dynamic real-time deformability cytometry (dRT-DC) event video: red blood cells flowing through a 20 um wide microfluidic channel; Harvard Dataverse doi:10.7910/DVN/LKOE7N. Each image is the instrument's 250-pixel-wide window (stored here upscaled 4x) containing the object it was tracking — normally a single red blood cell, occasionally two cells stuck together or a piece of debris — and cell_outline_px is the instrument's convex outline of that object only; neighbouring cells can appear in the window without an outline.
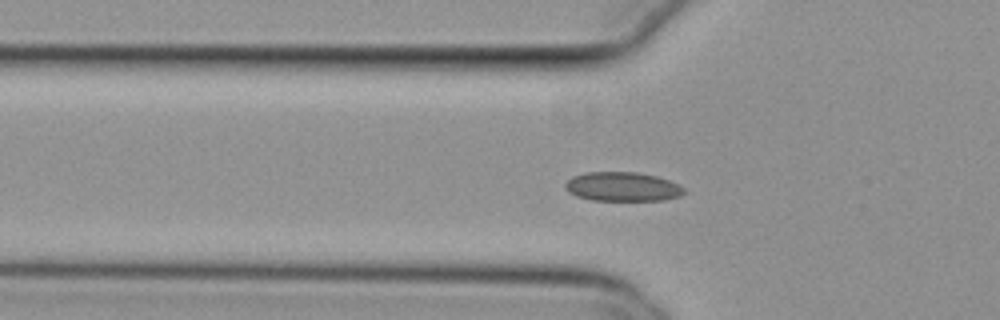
{"species": "common noctule bat (a hibernating species)", "species_latin": "Nyctalus noctula", "temperature_condition": "cold", "stored_images_in_passage": 47, "camera_frame_rate_fps": 3000, "um_per_image_px": 0.085, "animal": {"sex": "female", "body_mass_g": 29.2, "forearm_length_mm": 56.3}, "frame": {"image": 1, "passage_image": 10, "time_ms": 3.0, "image_size_px": [1000, 320], "cell_outline_px": [[688, 192], [680, 196], [664, 200], [592, 200], [576, 196], [568, 192], [564, 188], [564, 184], [572, 176], [584, 172], [636, 172], [656, 176], [668, 180], [684, 188]], "centroid_in_image_um": [52.89, 15.87], "position_along_channel_um": 72.9, "area_um2": 20.29}}
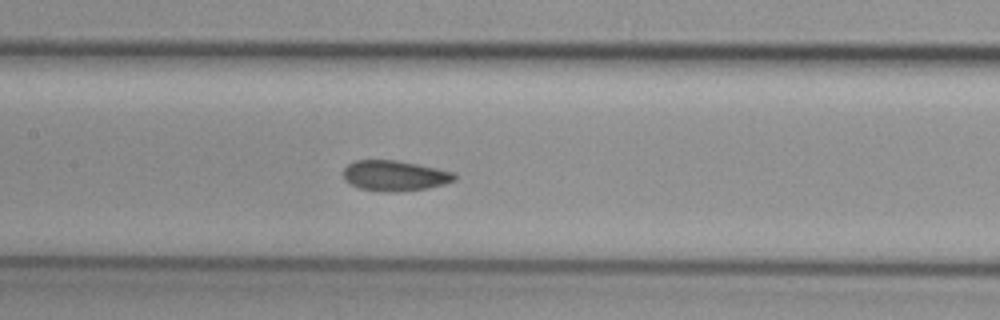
{"frame": {"image": 2, "passage_image": 18, "time_ms": 5.667, "image_size_px": [1000, 320], "cell_outline_px": [[456, 180], [444, 184], [428, 188], [396, 192], [392, 192], [360, 188], [344, 180], [344, 168], [348, 164], [356, 160], [396, 160], [456, 172]], "centroid_in_image_um": [33.58, 14.93], "position_along_channel_um": 173.8, "area_um2": 19.59}}
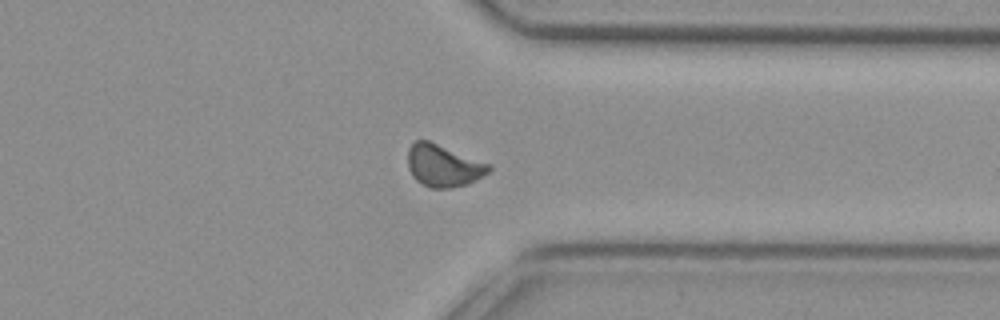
{"frame": {"image": 3, "passage_image": 34, "time_ms": 11.0, "image_size_px": [1000, 320], "cell_outline_px": [[492, 168], [488, 172], [468, 184], [452, 188], [432, 188], [416, 180], [412, 176], [408, 168], [408, 148], [416, 140], [428, 140], [492, 164]], "centroid_in_image_um": [37.69, 14.07], "position_along_channel_um": 373.7, "area_um2": 19.94}, "authors_computed_cell_mechanics": {"area_um2": 19.652, "velocity_mm_per_s": 3.7828, "shape_relaxation_time_tau1_ms": 6.6737, "shape_relaxation_time_tau2_ms": 1.4722, "deformation_change_tau1": 0.1027, "deformation_change_tau2": 0.0388}}